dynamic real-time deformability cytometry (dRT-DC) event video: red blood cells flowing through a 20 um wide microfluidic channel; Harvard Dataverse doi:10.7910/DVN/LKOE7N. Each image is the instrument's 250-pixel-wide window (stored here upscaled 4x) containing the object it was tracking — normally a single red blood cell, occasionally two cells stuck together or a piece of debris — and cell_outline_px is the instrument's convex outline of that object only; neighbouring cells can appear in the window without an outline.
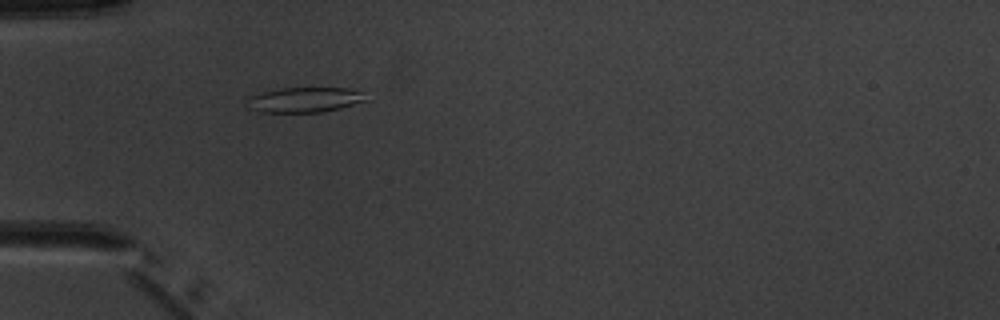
{"species": "common noctule bat (a hibernating species)", "species_latin": "Nyctalus noctula", "temperature_condition": "warm", "stored_images_in_passage": 2, "camera_frame_rate_fps": 3000, "um_per_image_px": 0.085, "animal": {"sex": "male", "body_mass_g": 20.1, "forearm_length_mm": 53.5}, "frame": {"image": 1, "passage_image": 2, "time_ms": 1.333, "image_size_px": [1000, 320], "cell_outline_px": [[368, 100], [340, 108], [320, 112], [260, 112], [248, 108], [244, 100], [244, 96], [280, 88], [348, 88], [360, 92]], "centroid_in_image_um": [25.77, 8.48], "position_along_channel_um": 59.2, "area_um2": 17.51}}